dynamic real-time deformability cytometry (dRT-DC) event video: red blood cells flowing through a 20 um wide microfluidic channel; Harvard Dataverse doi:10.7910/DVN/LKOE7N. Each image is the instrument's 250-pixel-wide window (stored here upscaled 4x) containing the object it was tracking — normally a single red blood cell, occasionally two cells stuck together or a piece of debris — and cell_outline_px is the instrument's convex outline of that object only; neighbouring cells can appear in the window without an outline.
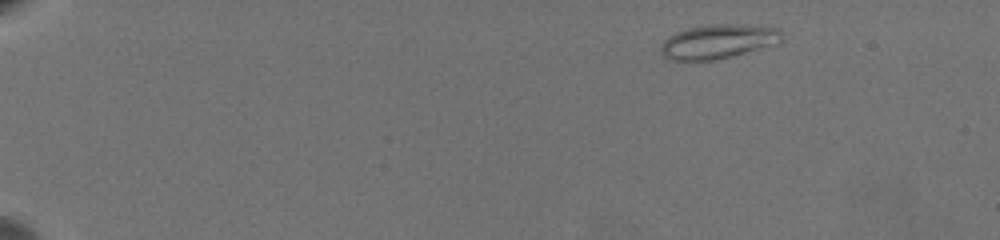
{"species": "common noctule bat (a hibernating species)", "species_latin": "Nyctalus noctula", "temperature_condition": "warm", "stored_images_in_passage": 54, "camera_frame_rate_fps": 3000, "um_per_image_px": 0.085, "animal": {"sex": "female", "body_mass_g": 19.5, "forearm_length_mm": 54.1}, "frame": {"image": 1, "passage_image": 1, "time_ms": 0.0, "image_size_px": [1000, 240], "cell_outline_px": [[780, 36], [764, 44], [744, 52], [712, 60], [672, 60], [664, 56], [660, 52], [660, 44], [664, 40], [676, 32], [688, 28], [716, 24], [728, 24], [776, 28], [780, 32]], "centroid_in_image_um": [60.81, 3.53], "position_along_channel_um": 24.2, "area_um2": 22.6}}
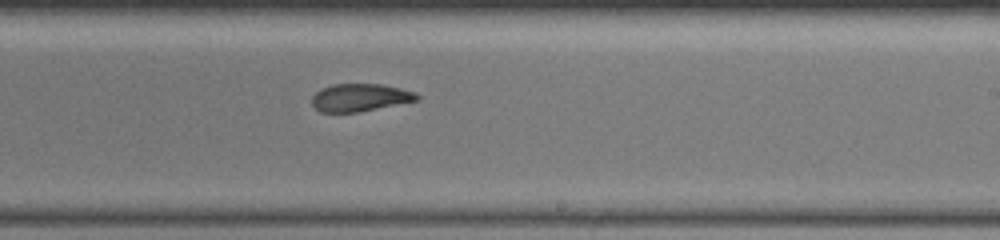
{"frame": {"image": 2, "passage_image": 33, "time_ms": 10.667, "image_size_px": [1000, 240], "cell_outline_px": [[420, 96], [416, 100], [356, 112], [320, 112], [312, 104], [312, 96], [320, 88], [332, 84], [384, 84], [416, 92]], "centroid_in_image_um": [30.56, 8.27], "position_along_channel_um": 258.4, "area_um2": 16.76}}
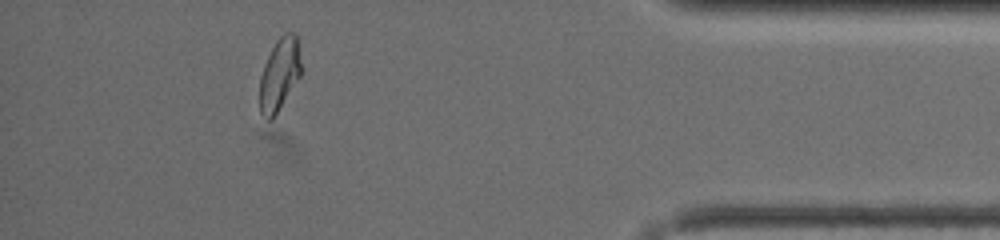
{"frame": {"image": 3, "passage_image": 49, "time_ms": 16.0, "image_size_px": [1000, 240], "cell_outline_px": [[300, 76], [272, 120], [268, 120], [260, 112], [260, 76], [264, 64], [276, 40], [284, 32], [296, 32], [300, 64]], "centroid_in_image_um": [23.74, 6.31], "position_along_channel_um": 411.5, "area_um2": 17.22}, "authors_computed_cell_mechanics": {"area_um2": 18.0336, "velocity_mm_per_s": 3.5333, "shape_relaxation_time_tau1_ms": null, "shape_relaxation_time_tau2_ms": 1.4254, "deformation_change_tau1": null, "deformation_change_tau2": 0.0665}}